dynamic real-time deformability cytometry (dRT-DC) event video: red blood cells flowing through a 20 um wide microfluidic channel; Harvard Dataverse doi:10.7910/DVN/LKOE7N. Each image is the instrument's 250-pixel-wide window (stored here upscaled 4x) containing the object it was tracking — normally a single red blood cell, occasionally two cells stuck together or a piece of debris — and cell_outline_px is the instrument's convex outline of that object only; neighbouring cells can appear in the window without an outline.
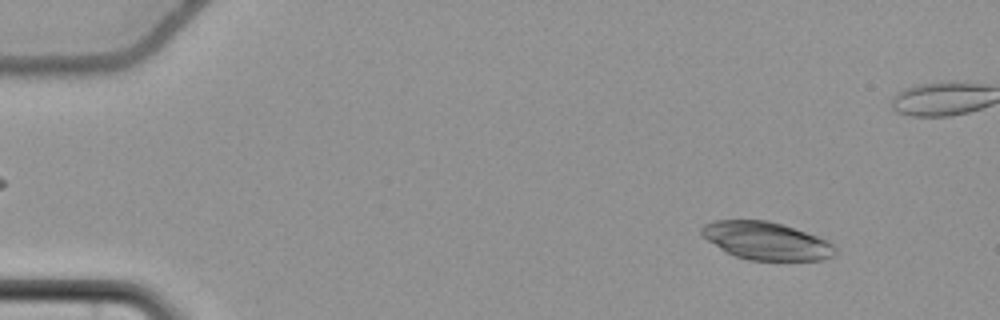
{"species": "common noctule bat (a hibernating species)", "species_latin": "Nyctalus noctula", "temperature_condition": "cold", "stored_images_in_passage": 58, "camera_frame_rate_fps": 3000, "um_per_image_px": 0.085, "animal": {"sex": "female", "body_mass_g": 22.7, "forearm_length_mm": 54.2}, "frame": {"image": 1, "passage_image": 7, "time_ms": 2.0, "image_size_px": [1000, 320], "cell_outline_px": [[836, 256], [820, 260], [748, 260], [736, 256], [720, 248], [708, 240], [700, 232], [700, 228], [704, 224], [716, 220], [768, 220], [828, 240], [836, 248]], "centroid_in_image_um": [65.14, 20.47], "position_along_channel_um": 19.9, "area_um2": 29.13}}